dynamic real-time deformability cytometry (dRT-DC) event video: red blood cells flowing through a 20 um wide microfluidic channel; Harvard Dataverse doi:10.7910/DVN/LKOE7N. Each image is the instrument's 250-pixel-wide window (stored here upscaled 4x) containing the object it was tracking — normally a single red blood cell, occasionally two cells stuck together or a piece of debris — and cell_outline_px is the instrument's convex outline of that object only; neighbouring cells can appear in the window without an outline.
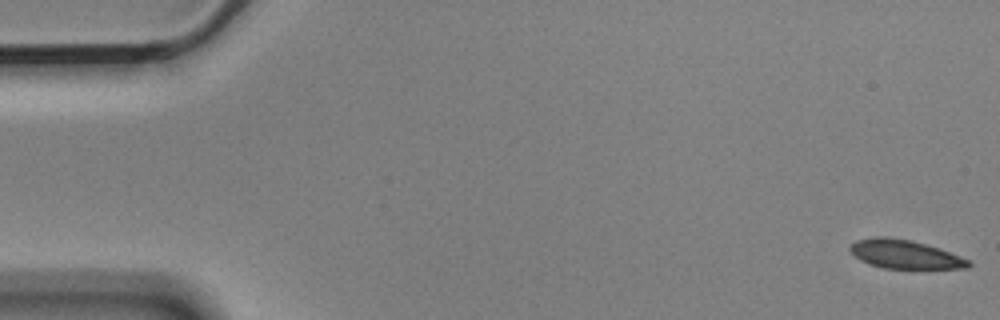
{"species": "Egyptian fruit bat (a non-hibernating species)", "species_latin": "Rousettus aegyptiacus", "temperature_condition": "cold", "stored_images_in_passage": 56, "camera_frame_rate_fps": 3000, "um_per_image_px": 0.085, "animal": {"sex": "male"}, "frame": {"image": 1, "passage_image": 1, "time_ms": 0.0, "image_size_px": [1000, 320], "cell_outline_px": [[972, 264], [968, 268], [884, 268], [868, 264], [860, 260], [848, 248], [856, 240], [876, 236], [884, 236], [912, 240], [940, 248], [972, 260]], "centroid_in_image_um": [76.95, 21.6], "position_along_channel_um": 8.1, "area_um2": 19.88}}
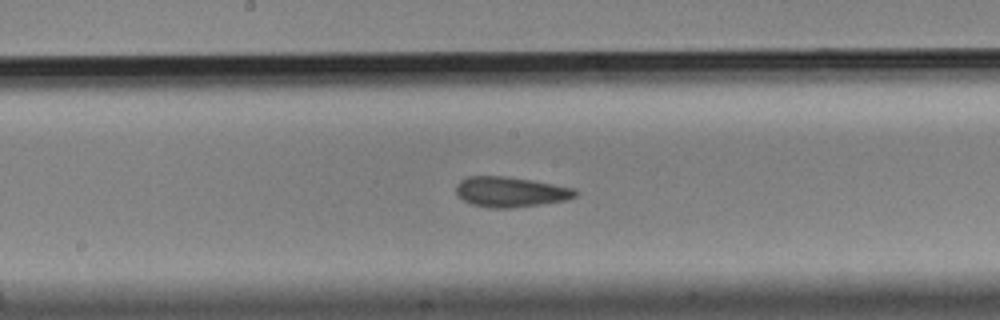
{"frame": {"image": 2, "passage_image": 29, "time_ms": 9.333, "image_size_px": [1000, 320], "cell_outline_px": [[580, 192], [576, 196], [568, 200], [544, 204], [516, 208], [488, 208], [472, 204], [456, 196], [456, 184], [460, 180], [468, 176], [504, 176], [532, 180], [576, 188]], "centroid_in_image_um": [43.42, 16.32], "position_along_channel_um": 204.8, "area_um2": 21.44}}
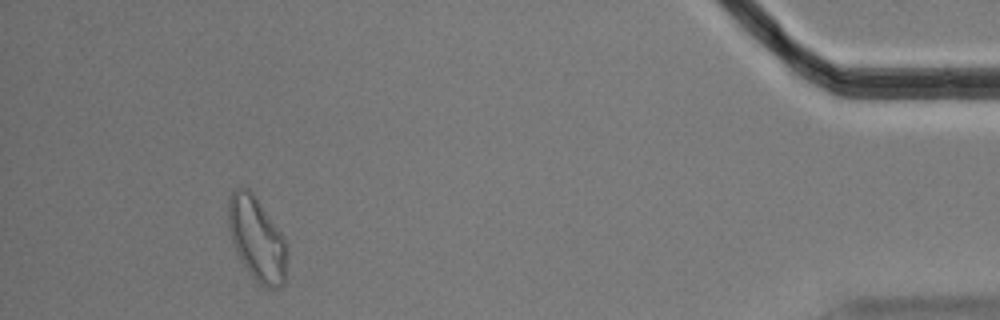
{"frame": {"image": 3, "passage_image": 52, "time_ms": 17.0, "image_size_px": [1000, 320], "cell_outline_px": [[288, 252], [284, 284], [280, 288], [264, 288], [244, 268], [232, 244], [228, 228], [228, 200], [232, 192], [236, 188], [248, 188], [256, 196], [284, 236], [288, 244]], "centroid_in_image_um": [21.85, 20.33], "position_along_channel_um": 413.3, "area_um2": 29.3}, "authors_computed_cell_mechanics": {"area_um2": 21.097, "velocity_mm_per_s": 3.5478, "shape_relaxation_time_tau1_ms": 4.9051, "shape_relaxation_time_tau2_ms": 2.4187, "deformation_change_tau1": 0.1283, "deformation_change_tau2": 0.0993}}